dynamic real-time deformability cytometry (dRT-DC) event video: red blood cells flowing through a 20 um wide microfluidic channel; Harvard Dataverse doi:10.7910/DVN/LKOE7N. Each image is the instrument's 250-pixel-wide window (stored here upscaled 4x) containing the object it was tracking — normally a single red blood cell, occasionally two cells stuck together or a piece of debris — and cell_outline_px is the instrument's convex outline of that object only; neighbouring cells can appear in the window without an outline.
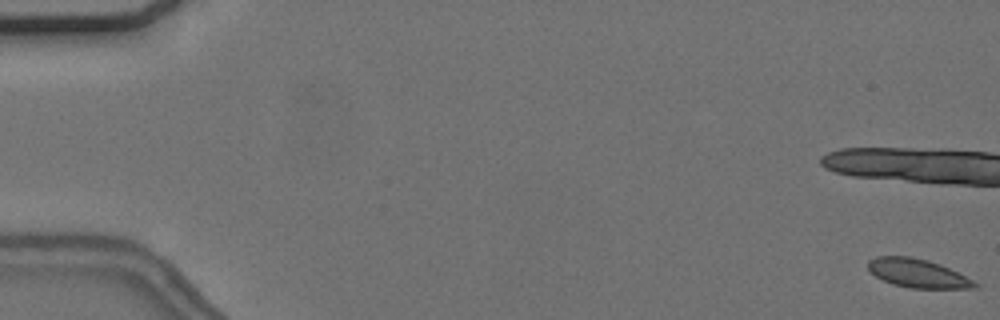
{"species": "common noctule bat (a hibernating species)", "species_latin": "Nyctalus noctula", "temperature_condition": "cold", "stored_images_in_passage": 17, "camera_frame_rate_fps": 3000, "um_per_image_px": 0.085, "animal": {"sex": "female", "body_mass_g": 24.6, "forearm_length_mm": 56.2}, "frame": {"image": 1, "passage_image": 1, "time_ms": 0.0, "image_size_px": [1000, 320], "cell_outline_px": [[980, 288], [908, 288], [892, 284], [876, 276], [868, 268], [868, 260], [876, 256], [908, 256], [928, 260], [940, 264], [980, 284]], "centroid_in_image_um": [78.0, 23.23], "position_along_channel_um": 7.0, "area_um2": 17.69}}